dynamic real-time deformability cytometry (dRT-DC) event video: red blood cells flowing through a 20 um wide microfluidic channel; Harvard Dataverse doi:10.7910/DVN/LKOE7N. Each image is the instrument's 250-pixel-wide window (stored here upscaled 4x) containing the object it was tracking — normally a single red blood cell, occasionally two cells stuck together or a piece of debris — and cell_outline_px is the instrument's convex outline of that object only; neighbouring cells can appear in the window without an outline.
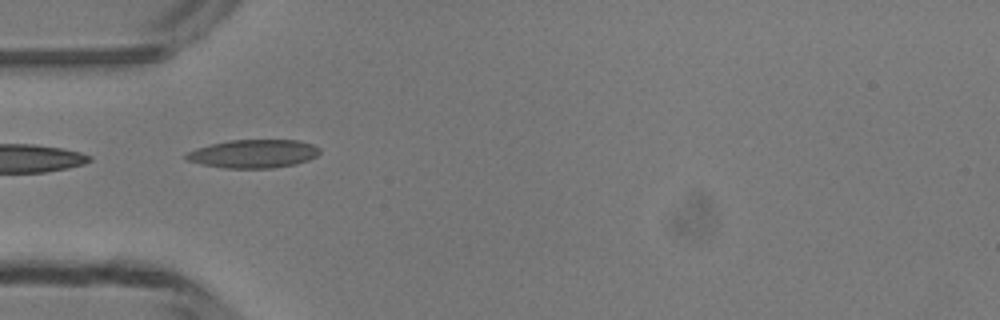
{"species": "common noctule bat (a hibernating species)", "species_latin": "Nyctalus noctula", "temperature_condition": "room temperature", "stored_images_in_passage": 32, "camera_frame_rate_fps": 3000, "um_per_image_px": 0.085, "animal": {"sex": "male", "body_mass_g": 13.3}, "frame": {"image": 1, "passage_image": 1, "time_ms": 0.0, "image_size_px": [1000, 320], "cell_outline_px": [[320, 152], [316, 156], [308, 160], [296, 164], [272, 168], [224, 168], [204, 164], [188, 160], [184, 156], [188, 152], [196, 148], [228, 140], [300, 140], [312, 144], [320, 148]], "centroid_in_image_um": [21.58, 13.06], "position_along_channel_um": 63.4, "area_um2": 21.96}}
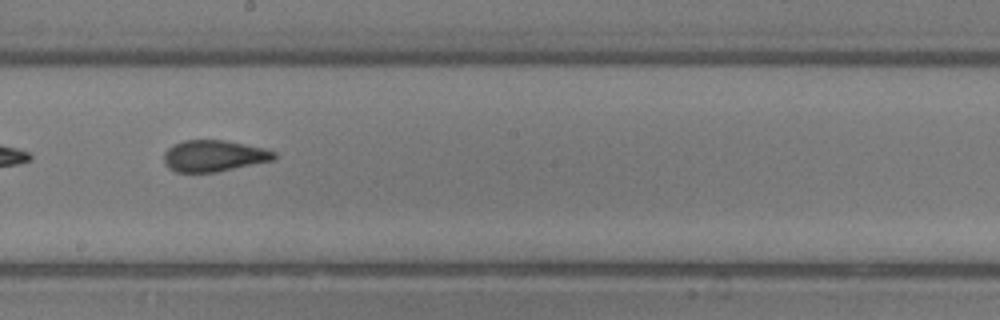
{"frame": {"image": 2, "passage_image": 13, "time_ms": 4.0, "image_size_px": [1000, 320], "cell_outline_px": [[276, 156], [272, 160], [216, 172], [176, 172], [168, 168], [164, 164], [164, 152], [172, 144], [184, 140], [224, 140], [264, 148], [276, 152]], "centroid_in_image_um": [18.13, 13.24], "position_along_channel_um": 230.1, "area_um2": 20.11}}
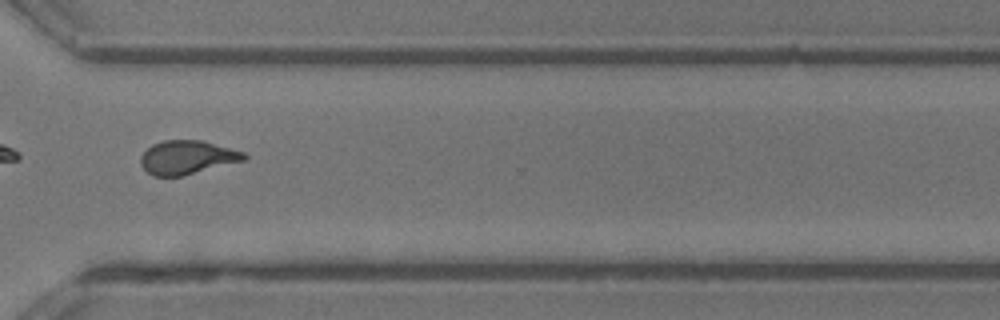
{"frame": {"image": 3, "passage_image": 22, "time_ms": 7.0, "image_size_px": [1000, 320], "cell_outline_px": [[248, 156], [244, 160], [180, 176], [152, 176], [140, 164], [140, 156], [152, 144], [164, 140], [204, 140], [244, 152]], "centroid_in_image_um": [15.89, 13.36], "position_along_channel_um": 354.7, "area_um2": 20.17}, "authors_computed_cell_mechanics": {"area_um2": 20.1433, "velocity_mm_per_s": 4.1715, "shape_relaxation_time_tau1_ms": 6.697, "shape_relaxation_time_tau2_ms": 1.3038, "deformation_change_tau1": 0.1684, "deformation_change_tau2": 0.0935}}